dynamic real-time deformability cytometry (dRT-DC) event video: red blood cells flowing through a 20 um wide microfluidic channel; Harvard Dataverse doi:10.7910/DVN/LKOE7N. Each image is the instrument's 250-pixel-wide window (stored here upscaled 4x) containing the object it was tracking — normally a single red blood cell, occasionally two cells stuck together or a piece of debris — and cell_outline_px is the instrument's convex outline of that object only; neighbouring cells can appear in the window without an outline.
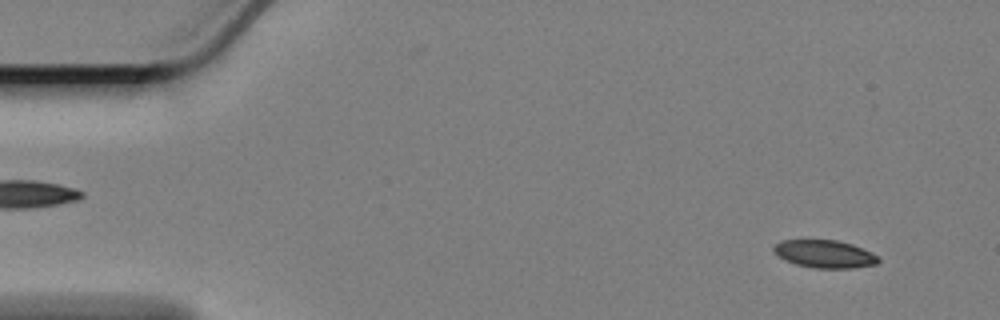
{"species": "Egyptian fruit bat (a non-hibernating species)", "species_latin": "Rousettus aegyptiacus", "temperature_condition": "cold", "stored_images_in_passage": 59, "camera_frame_rate_fps": 3000, "um_per_image_px": 0.085, "animal": {"sex": "female"}, "frame": {"image": 1, "passage_image": 4, "time_ms": 1.0, "image_size_px": [1000, 320], "cell_outline_px": [[880, 260], [876, 264], [852, 268], [812, 268], [796, 264], [780, 256], [772, 248], [780, 240], [836, 240], [852, 244], [872, 252]], "centroid_in_image_um": [70.12, 21.58], "position_along_channel_um": 14.9, "area_um2": 16.7}}
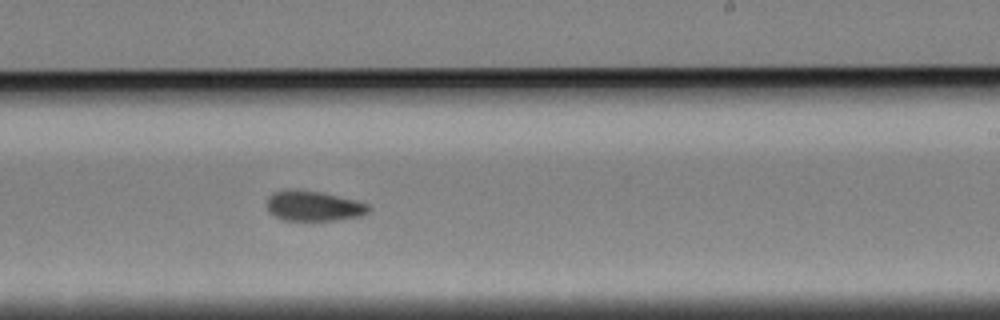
{"frame": {"image": 2, "passage_image": 35, "time_ms": 11.333, "image_size_px": [1000, 320], "cell_outline_px": [[368, 212], [360, 216], [336, 220], [284, 220], [272, 216], [268, 212], [268, 196], [276, 192], [320, 192], [368, 204]], "centroid_in_image_um": [26.64, 17.56], "position_along_channel_um": 262.4, "area_um2": 16.99}}
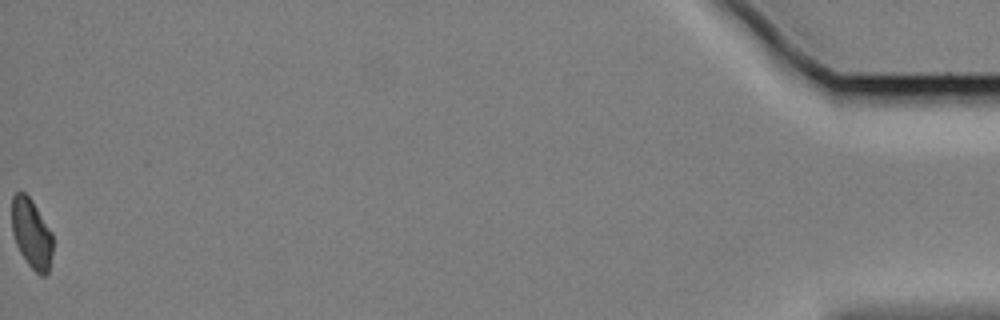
{"frame": {"image": 3, "passage_image": 59, "time_ms": 19.333, "image_size_px": [1000, 320], "cell_outline_px": [[52, 252], [48, 272], [44, 276], [40, 276], [28, 264], [20, 252], [16, 244], [12, 232], [12, 196], [16, 192], [24, 192], [32, 200], [52, 232]], "centroid_in_image_um": [2.67, 19.85], "position_along_channel_um": 432.5, "area_um2": 16.59}, "authors_computed_cell_mechanics": {"area_um2": 17.9758, "velocity_mm_per_s": 3.3604, "shape_relaxation_time_tau1_ms": 9.0333, "shape_relaxation_time_tau2_ms": 4.084, "deformation_change_tau1": 0.1347, "deformation_change_tau2": 0.0724}}